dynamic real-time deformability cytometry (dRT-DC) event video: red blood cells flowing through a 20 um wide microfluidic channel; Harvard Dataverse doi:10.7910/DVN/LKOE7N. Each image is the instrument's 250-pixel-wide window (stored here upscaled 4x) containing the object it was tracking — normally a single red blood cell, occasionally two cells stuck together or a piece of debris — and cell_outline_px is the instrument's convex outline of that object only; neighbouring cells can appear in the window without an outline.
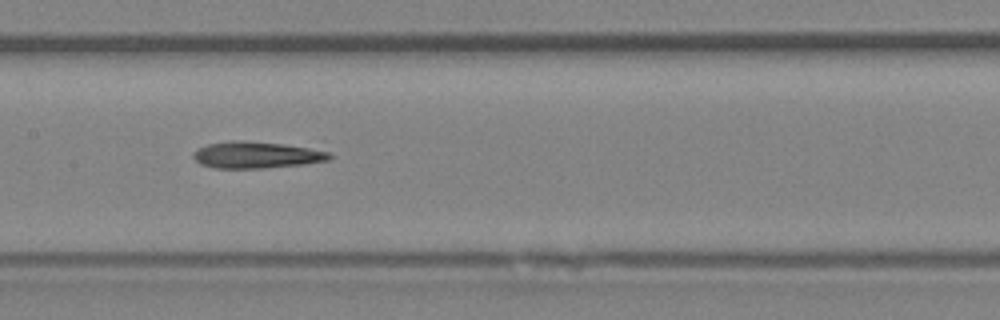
{"species": "Egyptian fruit bat (a non-hibernating species)", "species_latin": "Rousettus aegyptiacus", "temperature_condition": "room temperature", "stored_images_in_passage": 36, "camera_frame_rate_fps": 3000, "um_per_image_px": 0.085, "animal": {"sex": "female"}, "frame": {"image": 1, "passage_image": 11, "time_ms": 3.333, "image_size_px": [1000, 320], "cell_outline_px": [[332, 160], [304, 164], [264, 168], [216, 168], [200, 164], [192, 156], [192, 152], [208, 144], [232, 140], [240, 140], [284, 144], [308, 148], [328, 152], [332, 156]], "centroid_in_image_um": [21.79, 13.17], "position_along_channel_um": 185.6, "area_um2": 21.04}}